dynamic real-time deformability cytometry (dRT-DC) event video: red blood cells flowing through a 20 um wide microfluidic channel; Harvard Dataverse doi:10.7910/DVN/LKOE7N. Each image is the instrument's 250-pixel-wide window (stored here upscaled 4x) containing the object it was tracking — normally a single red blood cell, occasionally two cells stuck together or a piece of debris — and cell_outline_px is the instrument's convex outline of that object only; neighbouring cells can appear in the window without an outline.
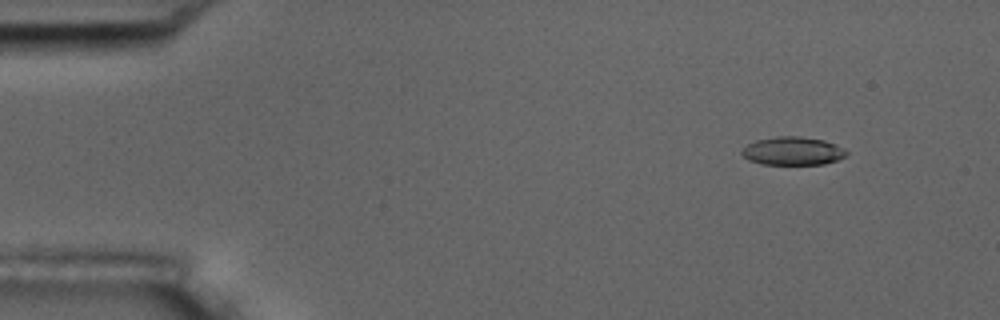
{"species": "common noctule bat (a hibernating species)", "species_latin": "Nyctalus noctula", "temperature_condition": "room temperature", "stored_images_in_passage": 5, "camera_frame_rate_fps": 3000, "um_per_image_px": 0.085, "animal": {"sex": "male", "body_mass_g": 17.5, "forearm_length_mm": 52.3}, "frame": {"image": 1, "passage_image": 2, "time_ms": 0.333, "image_size_px": [1000, 320], "cell_outline_px": [[848, 156], [824, 164], [760, 164], [748, 160], [740, 152], [748, 144], [756, 140], [776, 136], [800, 136], [824, 140], [844, 148], [848, 152]], "centroid_in_image_um": [67.4, 12.83], "position_along_channel_um": 17.6, "area_um2": 17.28}}
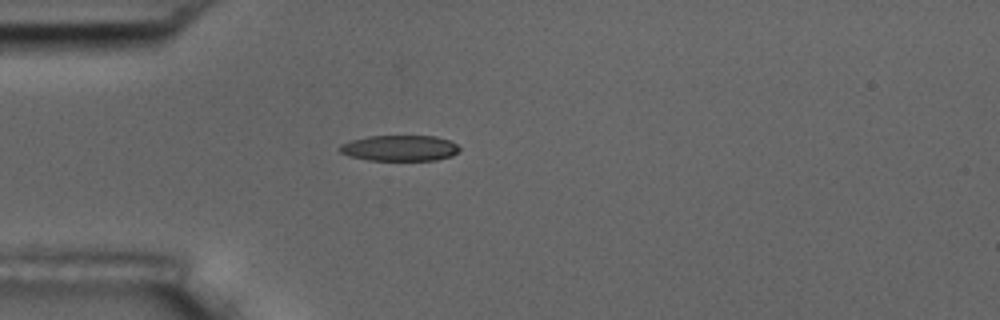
{"frame": {"image": 2, "passage_image": 5, "time_ms": 1.333, "image_size_px": [1000, 320], "cell_outline_px": [[460, 148], [452, 156], [436, 160], [368, 160], [348, 156], [340, 152], [336, 148], [340, 144], [352, 140], [368, 136], [436, 136], [452, 140]], "centroid_in_image_um": [33.95, 12.58], "position_along_channel_um": 51.0, "area_um2": 18.15}}